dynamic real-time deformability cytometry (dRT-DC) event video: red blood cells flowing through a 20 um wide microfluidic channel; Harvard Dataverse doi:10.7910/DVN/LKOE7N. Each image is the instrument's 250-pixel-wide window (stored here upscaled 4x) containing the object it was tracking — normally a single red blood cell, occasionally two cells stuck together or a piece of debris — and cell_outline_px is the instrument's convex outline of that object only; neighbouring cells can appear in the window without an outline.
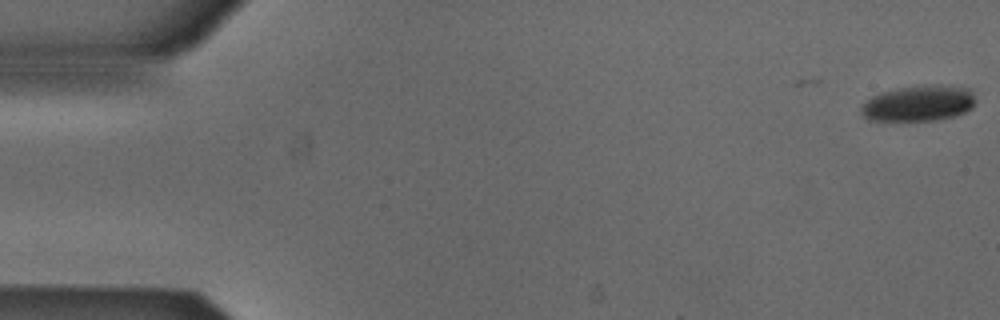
{"species": "Egyptian fruit bat (a non-hibernating species)", "species_latin": "Rousettus aegyptiacus", "temperature_condition": "cold", "stored_images_in_passage": 2, "camera_frame_rate_fps": 3000, "um_per_image_px": 0.085, "animal": {"sex": "male"}, "frame": {"image": 1, "passage_image": 2, "time_ms": 0.333, "image_size_px": [1000, 320], "cell_outline_px": [[976, 100], [972, 108], [956, 116], [936, 120], [868, 120], [860, 112], [860, 108], [872, 96], [884, 92], [900, 88], [968, 88], [972, 92]], "centroid_in_image_um": [78.07, 8.85], "position_along_channel_um": 6.9, "area_um2": 22.66}}